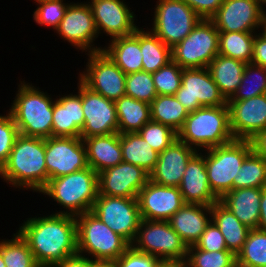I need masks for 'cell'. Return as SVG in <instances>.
Instances as JSON below:
<instances>
[{
  "label": "cell",
  "instance_id": "2",
  "mask_svg": "<svg viewBox=\"0 0 266 267\" xmlns=\"http://www.w3.org/2000/svg\"><path fill=\"white\" fill-rule=\"evenodd\" d=\"M0 177L19 189L40 192L49 181L45 163V139L19 134Z\"/></svg>",
  "mask_w": 266,
  "mask_h": 267
},
{
  "label": "cell",
  "instance_id": "34",
  "mask_svg": "<svg viewBox=\"0 0 266 267\" xmlns=\"http://www.w3.org/2000/svg\"><path fill=\"white\" fill-rule=\"evenodd\" d=\"M150 107L151 121L169 126L177 133L188 116V111L174 95H157Z\"/></svg>",
  "mask_w": 266,
  "mask_h": 267
},
{
  "label": "cell",
  "instance_id": "54",
  "mask_svg": "<svg viewBox=\"0 0 266 267\" xmlns=\"http://www.w3.org/2000/svg\"><path fill=\"white\" fill-rule=\"evenodd\" d=\"M94 267H116L114 263L97 262Z\"/></svg>",
  "mask_w": 266,
  "mask_h": 267
},
{
  "label": "cell",
  "instance_id": "26",
  "mask_svg": "<svg viewBox=\"0 0 266 267\" xmlns=\"http://www.w3.org/2000/svg\"><path fill=\"white\" fill-rule=\"evenodd\" d=\"M82 139L86 148L88 166L95 172L100 173L123 161L120 134L118 132Z\"/></svg>",
  "mask_w": 266,
  "mask_h": 267
},
{
  "label": "cell",
  "instance_id": "43",
  "mask_svg": "<svg viewBox=\"0 0 266 267\" xmlns=\"http://www.w3.org/2000/svg\"><path fill=\"white\" fill-rule=\"evenodd\" d=\"M183 69L175 62L170 61L152 73L155 89L158 95H174L182 83Z\"/></svg>",
  "mask_w": 266,
  "mask_h": 267
},
{
  "label": "cell",
  "instance_id": "35",
  "mask_svg": "<svg viewBox=\"0 0 266 267\" xmlns=\"http://www.w3.org/2000/svg\"><path fill=\"white\" fill-rule=\"evenodd\" d=\"M256 32H226L219 31L218 54L251 63L253 42Z\"/></svg>",
  "mask_w": 266,
  "mask_h": 267
},
{
  "label": "cell",
  "instance_id": "23",
  "mask_svg": "<svg viewBox=\"0 0 266 267\" xmlns=\"http://www.w3.org/2000/svg\"><path fill=\"white\" fill-rule=\"evenodd\" d=\"M179 190L185 204L211 206L219 200L209 186L204 153H196L188 162Z\"/></svg>",
  "mask_w": 266,
  "mask_h": 267
},
{
  "label": "cell",
  "instance_id": "11",
  "mask_svg": "<svg viewBox=\"0 0 266 267\" xmlns=\"http://www.w3.org/2000/svg\"><path fill=\"white\" fill-rule=\"evenodd\" d=\"M91 212L129 244L135 239L142 220L137 198L98 194Z\"/></svg>",
  "mask_w": 266,
  "mask_h": 267
},
{
  "label": "cell",
  "instance_id": "7",
  "mask_svg": "<svg viewBox=\"0 0 266 267\" xmlns=\"http://www.w3.org/2000/svg\"><path fill=\"white\" fill-rule=\"evenodd\" d=\"M203 151L209 186L220 199L225 193L233 190V182L237 180L240 167L252 151L251 142L235 139L228 144Z\"/></svg>",
  "mask_w": 266,
  "mask_h": 267
},
{
  "label": "cell",
  "instance_id": "48",
  "mask_svg": "<svg viewBox=\"0 0 266 267\" xmlns=\"http://www.w3.org/2000/svg\"><path fill=\"white\" fill-rule=\"evenodd\" d=\"M189 5L202 19H210L224 0H182Z\"/></svg>",
  "mask_w": 266,
  "mask_h": 267
},
{
  "label": "cell",
  "instance_id": "20",
  "mask_svg": "<svg viewBox=\"0 0 266 267\" xmlns=\"http://www.w3.org/2000/svg\"><path fill=\"white\" fill-rule=\"evenodd\" d=\"M137 200L143 220L168 221L185 204L179 187L163 186L151 180L139 191Z\"/></svg>",
  "mask_w": 266,
  "mask_h": 267
},
{
  "label": "cell",
  "instance_id": "10",
  "mask_svg": "<svg viewBox=\"0 0 266 267\" xmlns=\"http://www.w3.org/2000/svg\"><path fill=\"white\" fill-rule=\"evenodd\" d=\"M156 2L153 27L149 30L173 48L191 33L202 18L182 0Z\"/></svg>",
  "mask_w": 266,
  "mask_h": 267
},
{
  "label": "cell",
  "instance_id": "21",
  "mask_svg": "<svg viewBox=\"0 0 266 267\" xmlns=\"http://www.w3.org/2000/svg\"><path fill=\"white\" fill-rule=\"evenodd\" d=\"M88 3L98 34L106 33L114 39L129 36L139 28L134 21V12L128 8L124 0H91Z\"/></svg>",
  "mask_w": 266,
  "mask_h": 267
},
{
  "label": "cell",
  "instance_id": "29",
  "mask_svg": "<svg viewBox=\"0 0 266 267\" xmlns=\"http://www.w3.org/2000/svg\"><path fill=\"white\" fill-rule=\"evenodd\" d=\"M211 215L212 221L224 237L227 249L237 255L243 248L250 229L219 200L211 205Z\"/></svg>",
  "mask_w": 266,
  "mask_h": 267
},
{
  "label": "cell",
  "instance_id": "4",
  "mask_svg": "<svg viewBox=\"0 0 266 267\" xmlns=\"http://www.w3.org/2000/svg\"><path fill=\"white\" fill-rule=\"evenodd\" d=\"M177 134L181 142L198 152L232 142L235 138L230 128L228 105L204 106L188 113Z\"/></svg>",
  "mask_w": 266,
  "mask_h": 267
},
{
  "label": "cell",
  "instance_id": "56",
  "mask_svg": "<svg viewBox=\"0 0 266 267\" xmlns=\"http://www.w3.org/2000/svg\"><path fill=\"white\" fill-rule=\"evenodd\" d=\"M264 29L266 30V12H265V24H264Z\"/></svg>",
  "mask_w": 266,
  "mask_h": 267
},
{
  "label": "cell",
  "instance_id": "5",
  "mask_svg": "<svg viewBox=\"0 0 266 267\" xmlns=\"http://www.w3.org/2000/svg\"><path fill=\"white\" fill-rule=\"evenodd\" d=\"M39 193L63 207L57 214L78 216L92 210L98 195V173L88 167L50 179Z\"/></svg>",
  "mask_w": 266,
  "mask_h": 267
},
{
  "label": "cell",
  "instance_id": "46",
  "mask_svg": "<svg viewBox=\"0 0 266 267\" xmlns=\"http://www.w3.org/2000/svg\"><path fill=\"white\" fill-rule=\"evenodd\" d=\"M159 261L156 256L138 251L130 245L113 263L116 267H155Z\"/></svg>",
  "mask_w": 266,
  "mask_h": 267
},
{
  "label": "cell",
  "instance_id": "8",
  "mask_svg": "<svg viewBox=\"0 0 266 267\" xmlns=\"http://www.w3.org/2000/svg\"><path fill=\"white\" fill-rule=\"evenodd\" d=\"M134 249L156 256L159 260L182 261L187 258L188 246L168 221L141 220Z\"/></svg>",
  "mask_w": 266,
  "mask_h": 267
},
{
  "label": "cell",
  "instance_id": "40",
  "mask_svg": "<svg viewBox=\"0 0 266 267\" xmlns=\"http://www.w3.org/2000/svg\"><path fill=\"white\" fill-rule=\"evenodd\" d=\"M262 94H266V68L247 63L242 81L229 100H244Z\"/></svg>",
  "mask_w": 266,
  "mask_h": 267
},
{
  "label": "cell",
  "instance_id": "36",
  "mask_svg": "<svg viewBox=\"0 0 266 267\" xmlns=\"http://www.w3.org/2000/svg\"><path fill=\"white\" fill-rule=\"evenodd\" d=\"M236 258L237 267H266V232L250 229Z\"/></svg>",
  "mask_w": 266,
  "mask_h": 267
},
{
  "label": "cell",
  "instance_id": "33",
  "mask_svg": "<svg viewBox=\"0 0 266 267\" xmlns=\"http://www.w3.org/2000/svg\"><path fill=\"white\" fill-rule=\"evenodd\" d=\"M140 48L142 71L156 72L172 61L171 48L164 44L154 33L140 28Z\"/></svg>",
  "mask_w": 266,
  "mask_h": 267
},
{
  "label": "cell",
  "instance_id": "25",
  "mask_svg": "<svg viewBox=\"0 0 266 267\" xmlns=\"http://www.w3.org/2000/svg\"><path fill=\"white\" fill-rule=\"evenodd\" d=\"M210 217L211 206L184 204L168 222L187 246H191L195 245L212 221Z\"/></svg>",
  "mask_w": 266,
  "mask_h": 267
},
{
  "label": "cell",
  "instance_id": "12",
  "mask_svg": "<svg viewBox=\"0 0 266 267\" xmlns=\"http://www.w3.org/2000/svg\"><path fill=\"white\" fill-rule=\"evenodd\" d=\"M85 55H88V62L78 80L114 102L125 96L126 74L103 51Z\"/></svg>",
  "mask_w": 266,
  "mask_h": 267
},
{
  "label": "cell",
  "instance_id": "50",
  "mask_svg": "<svg viewBox=\"0 0 266 267\" xmlns=\"http://www.w3.org/2000/svg\"><path fill=\"white\" fill-rule=\"evenodd\" d=\"M97 262L89 257L76 254L69 258H66L62 262H58L51 267H94Z\"/></svg>",
  "mask_w": 266,
  "mask_h": 267
},
{
  "label": "cell",
  "instance_id": "41",
  "mask_svg": "<svg viewBox=\"0 0 266 267\" xmlns=\"http://www.w3.org/2000/svg\"><path fill=\"white\" fill-rule=\"evenodd\" d=\"M125 95L151 104L158 95L152 73L138 71L126 75Z\"/></svg>",
  "mask_w": 266,
  "mask_h": 267
},
{
  "label": "cell",
  "instance_id": "37",
  "mask_svg": "<svg viewBox=\"0 0 266 267\" xmlns=\"http://www.w3.org/2000/svg\"><path fill=\"white\" fill-rule=\"evenodd\" d=\"M266 187V161L253 150L244 159L233 189Z\"/></svg>",
  "mask_w": 266,
  "mask_h": 267
},
{
  "label": "cell",
  "instance_id": "9",
  "mask_svg": "<svg viewBox=\"0 0 266 267\" xmlns=\"http://www.w3.org/2000/svg\"><path fill=\"white\" fill-rule=\"evenodd\" d=\"M219 52V31L210 19H201L191 33L171 48L172 61L182 69L208 68Z\"/></svg>",
  "mask_w": 266,
  "mask_h": 267
},
{
  "label": "cell",
  "instance_id": "27",
  "mask_svg": "<svg viewBox=\"0 0 266 267\" xmlns=\"http://www.w3.org/2000/svg\"><path fill=\"white\" fill-rule=\"evenodd\" d=\"M262 189L247 187L225 193L219 201L249 229H257L260 217Z\"/></svg>",
  "mask_w": 266,
  "mask_h": 267
},
{
  "label": "cell",
  "instance_id": "16",
  "mask_svg": "<svg viewBox=\"0 0 266 267\" xmlns=\"http://www.w3.org/2000/svg\"><path fill=\"white\" fill-rule=\"evenodd\" d=\"M265 10L262 0H224L210 20L218 31L255 32L264 29Z\"/></svg>",
  "mask_w": 266,
  "mask_h": 267
},
{
  "label": "cell",
  "instance_id": "53",
  "mask_svg": "<svg viewBox=\"0 0 266 267\" xmlns=\"http://www.w3.org/2000/svg\"><path fill=\"white\" fill-rule=\"evenodd\" d=\"M155 267H184V262L160 260Z\"/></svg>",
  "mask_w": 266,
  "mask_h": 267
},
{
  "label": "cell",
  "instance_id": "22",
  "mask_svg": "<svg viewBox=\"0 0 266 267\" xmlns=\"http://www.w3.org/2000/svg\"><path fill=\"white\" fill-rule=\"evenodd\" d=\"M197 152L177 138L159 153L158 161L149 174V180L163 186L179 187L189 160Z\"/></svg>",
  "mask_w": 266,
  "mask_h": 267
},
{
  "label": "cell",
  "instance_id": "55",
  "mask_svg": "<svg viewBox=\"0 0 266 267\" xmlns=\"http://www.w3.org/2000/svg\"><path fill=\"white\" fill-rule=\"evenodd\" d=\"M0 267H6L0 252Z\"/></svg>",
  "mask_w": 266,
  "mask_h": 267
},
{
  "label": "cell",
  "instance_id": "52",
  "mask_svg": "<svg viewBox=\"0 0 266 267\" xmlns=\"http://www.w3.org/2000/svg\"><path fill=\"white\" fill-rule=\"evenodd\" d=\"M257 229L266 232V187L262 188V197L260 201V217Z\"/></svg>",
  "mask_w": 266,
  "mask_h": 267
},
{
  "label": "cell",
  "instance_id": "18",
  "mask_svg": "<svg viewBox=\"0 0 266 267\" xmlns=\"http://www.w3.org/2000/svg\"><path fill=\"white\" fill-rule=\"evenodd\" d=\"M230 128L235 139L250 140L266 129V94L227 100Z\"/></svg>",
  "mask_w": 266,
  "mask_h": 267
},
{
  "label": "cell",
  "instance_id": "19",
  "mask_svg": "<svg viewBox=\"0 0 266 267\" xmlns=\"http://www.w3.org/2000/svg\"><path fill=\"white\" fill-rule=\"evenodd\" d=\"M148 180L149 174L141 167L122 161L98 173V194L137 198Z\"/></svg>",
  "mask_w": 266,
  "mask_h": 267
},
{
  "label": "cell",
  "instance_id": "17",
  "mask_svg": "<svg viewBox=\"0 0 266 267\" xmlns=\"http://www.w3.org/2000/svg\"><path fill=\"white\" fill-rule=\"evenodd\" d=\"M84 127L80 137L109 135L118 132L115 102L91 91L81 82Z\"/></svg>",
  "mask_w": 266,
  "mask_h": 267
},
{
  "label": "cell",
  "instance_id": "57",
  "mask_svg": "<svg viewBox=\"0 0 266 267\" xmlns=\"http://www.w3.org/2000/svg\"><path fill=\"white\" fill-rule=\"evenodd\" d=\"M263 5L266 7V0H262Z\"/></svg>",
  "mask_w": 266,
  "mask_h": 267
},
{
  "label": "cell",
  "instance_id": "32",
  "mask_svg": "<svg viewBox=\"0 0 266 267\" xmlns=\"http://www.w3.org/2000/svg\"><path fill=\"white\" fill-rule=\"evenodd\" d=\"M120 144L123 162L137 165L148 174L153 171L158 161L159 153L138 132L120 134Z\"/></svg>",
  "mask_w": 266,
  "mask_h": 267
},
{
  "label": "cell",
  "instance_id": "31",
  "mask_svg": "<svg viewBox=\"0 0 266 267\" xmlns=\"http://www.w3.org/2000/svg\"><path fill=\"white\" fill-rule=\"evenodd\" d=\"M118 120V133L138 132L151 121L150 104L129 96H122L115 101Z\"/></svg>",
  "mask_w": 266,
  "mask_h": 267
},
{
  "label": "cell",
  "instance_id": "51",
  "mask_svg": "<svg viewBox=\"0 0 266 267\" xmlns=\"http://www.w3.org/2000/svg\"><path fill=\"white\" fill-rule=\"evenodd\" d=\"M252 150L266 161V129L250 139Z\"/></svg>",
  "mask_w": 266,
  "mask_h": 267
},
{
  "label": "cell",
  "instance_id": "49",
  "mask_svg": "<svg viewBox=\"0 0 266 267\" xmlns=\"http://www.w3.org/2000/svg\"><path fill=\"white\" fill-rule=\"evenodd\" d=\"M256 31L253 42V56L251 63L266 68V30Z\"/></svg>",
  "mask_w": 266,
  "mask_h": 267
},
{
  "label": "cell",
  "instance_id": "1",
  "mask_svg": "<svg viewBox=\"0 0 266 267\" xmlns=\"http://www.w3.org/2000/svg\"><path fill=\"white\" fill-rule=\"evenodd\" d=\"M17 232L28 244L40 267H51L78 254L76 216L52 213L30 217Z\"/></svg>",
  "mask_w": 266,
  "mask_h": 267
},
{
  "label": "cell",
  "instance_id": "38",
  "mask_svg": "<svg viewBox=\"0 0 266 267\" xmlns=\"http://www.w3.org/2000/svg\"><path fill=\"white\" fill-rule=\"evenodd\" d=\"M0 252L6 267H40L18 232L13 234L12 239L0 241Z\"/></svg>",
  "mask_w": 266,
  "mask_h": 267
},
{
  "label": "cell",
  "instance_id": "28",
  "mask_svg": "<svg viewBox=\"0 0 266 267\" xmlns=\"http://www.w3.org/2000/svg\"><path fill=\"white\" fill-rule=\"evenodd\" d=\"M102 51L126 74L142 71L140 28L129 36L110 39Z\"/></svg>",
  "mask_w": 266,
  "mask_h": 267
},
{
  "label": "cell",
  "instance_id": "13",
  "mask_svg": "<svg viewBox=\"0 0 266 267\" xmlns=\"http://www.w3.org/2000/svg\"><path fill=\"white\" fill-rule=\"evenodd\" d=\"M174 96L188 113L204 106L227 104L208 68L183 69L182 83Z\"/></svg>",
  "mask_w": 266,
  "mask_h": 267
},
{
  "label": "cell",
  "instance_id": "39",
  "mask_svg": "<svg viewBox=\"0 0 266 267\" xmlns=\"http://www.w3.org/2000/svg\"><path fill=\"white\" fill-rule=\"evenodd\" d=\"M184 267H237V258L229 250L210 252L191 245Z\"/></svg>",
  "mask_w": 266,
  "mask_h": 267
},
{
  "label": "cell",
  "instance_id": "6",
  "mask_svg": "<svg viewBox=\"0 0 266 267\" xmlns=\"http://www.w3.org/2000/svg\"><path fill=\"white\" fill-rule=\"evenodd\" d=\"M76 224L78 254L95 262L113 263L130 246L91 211L76 216Z\"/></svg>",
  "mask_w": 266,
  "mask_h": 267
},
{
  "label": "cell",
  "instance_id": "45",
  "mask_svg": "<svg viewBox=\"0 0 266 267\" xmlns=\"http://www.w3.org/2000/svg\"><path fill=\"white\" fill-rule=\"evenodd\" d=\"M6 115H0V169L8 160L15 140L19 135L18 128L8 111Z\"/></svg>",
  "mask_w": 266,
  "mask_h": 267
},
{
  "label": "cell",
  "instance_id": "14",
  "mask_svg": "<svg viewBox=\"0 0 266 267\" xmlns=\"http://www.w3.org/2000/svg\"><path fill=\"white\" fill-rule=\"evenodd\" d=\"M45 163L49 180L88 168L83 139L63 136L46 138Z\"/></svg>",
  "mask_w": 266,
  "mask_h": 267
},
{
  "label": "cell",
  "instance_id": "44",
  "mask_svg": "<svg viewBox=\"0 0 266 267\" xmlns=\"http://www.w3.org/2000/svg\"><path fill=\"white\" fill-rule=\"evenodd\" d=\"M64 0L38 1V7L33 12L34 21L39 25L51 26L54 30L59 27L62 18L69 6Z\"/></svg>",
  "mask_w": 266,
  "mask_h": 267
},
{
  "label": "cell",
  "instance_id": "15",
  "mask_svg": "<svg viewBox=\"0 0 266 267\" xmlns=\"http://www.w3.org/2000/svg\"><path fill=\"white\" fill-rule=\"evenodd\" d=\"M55 31L64 41L71 43L75 49L82 52H100L103 49L93 44L98 38V31L88 2L70 3Z\"/></svg>",
  "mask_w": 266,
  "mask_h": 267
},
{
  "label": "cell",
  "instance_id": "42",
  "mask_svg": "<svg viewBox=\"0 0 266 267\" xmlns=\"http://www.w3.org/2000/svg\"><path fill=\"white\" fill-rule=\"evenodd\" d=\"M138 133L158 153H161L178 138L177 132L172 128L154 121L147 122Z\"/></svg>",
  "mask_w": 266,
  "mask_h": 267
},
{
  "label": "cell",
  "instance_id": "47",
  "mask_svg": "<svg viewBox=\"0 0 266 267\" xmlns=\"http://www.w3.org/2000/svg\"><path fill=\"white\" fill-rule=\"evenodd\" d=\"M195 246L210 252L228 250L221 231L213 221L206 227Z\"/></svg>",
  "mask_w": 266,
  "mask_h": 267
},
{
  "label": "cell",
  "instance_id": "24",
  "mask_svg": "<svg viewBox=\"0 0 266 267\" xmlns=\"http://www.w3.org/2000/svg\"><path fill=\"white\" fill-rule=\"evenodd\" d=\"M77 85V94L59 95L54 100L52 136L80 137L84 127L80 80Z\"/></svg>",
  "mask_w": 266,
  "mask_h": 267
},
{
  "label": "cell",
  "instance_id": "3",
  "mask_svg": "<svg viewBox=\"0 0 266 267\" xmlns=\"http://www.w3.org/2000/svg\"><path fill=\"white\" fill-rule=\"evenodd\" d=\"M20 82L9 109L19 134L44 139L51 137L54 105L51 95L35 88L32 83Z\"/></svg>",
  "mask_w": 266,
  "mask_h": 267
},
{
  "label": "cell",
  "instance_id": "30",
  "mask_svg": "<svg viewBox=\"0 0 266 267\" xmlns=\"http://www.w3.org/2000/svg\"><path fill=\"white\" fill-rule=\"evenodd\" d=\"M246 63L218 54L208 69L221 94L229 100L239 87Z\"/></svg>",
  "mask_w": 266,
  "mask_h": 267
}]
</instances>
